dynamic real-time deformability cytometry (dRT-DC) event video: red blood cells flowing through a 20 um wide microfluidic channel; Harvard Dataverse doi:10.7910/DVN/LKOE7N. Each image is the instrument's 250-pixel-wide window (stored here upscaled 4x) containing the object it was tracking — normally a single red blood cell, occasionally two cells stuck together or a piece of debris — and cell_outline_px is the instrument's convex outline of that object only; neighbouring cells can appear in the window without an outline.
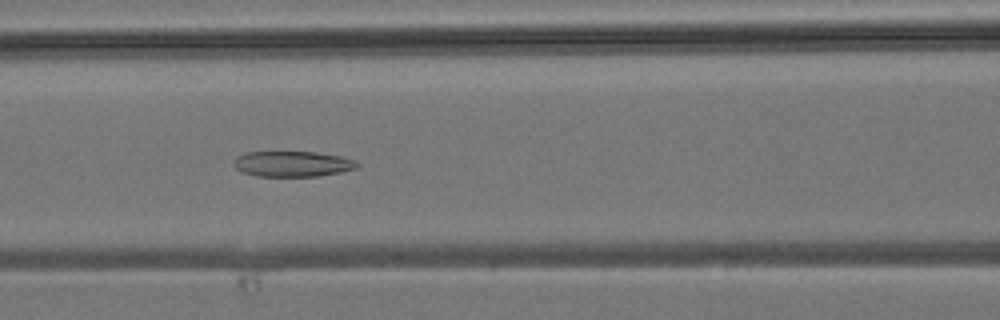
{"species": "common noctule bat (a hibernating species)", "species_latin": "Nyctalus noctula", "temperature_condition": "room temperature", "stored_images_in_passage": 43, "camera_frame_rate_fps": 3000, "um_per_image_px": 0.085, "animal": {"sex": "male", "body_mass_g": 19.2, "forearm_length_mm": 51.8}, "frame": {"image": 1, "passage_image": 18, "time_ms": 5.667, "image_size_px": [1000, 320], "cell_outline_px": [[360, 164], [356, 168], [340, 172], [320, 176], [256, 176], [244, 172], [236, 168], [232, 164], [232, 160], [236, 156], [244, 152], [316, 152], [340, 156], [356, 160]], "centroid_in_image_um": [24.84, 13.92], "position_along_channel_um": 141.8, "area_um2": 18.5}}
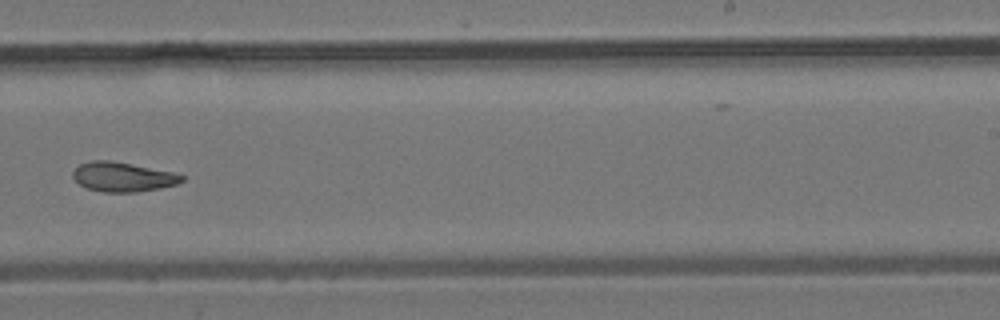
{"frame": {"image": 2, "passage_image": 27, "time_ms": 8.667, "image_size_px": [1000, 320], "cell_outline_px": [[184, 180], [176, 184], [160, 188], [136, 192], [104, 192], [88, 188], [80, 184], [72, 176], [72, 172], [80, 164], [92, 160], [108, 160], [172, 172], [184, 176]], "centroid_in_image_um": [10.42, 15.04], "position_along_channel_um": 278.6, "area_um2": 18.38}}
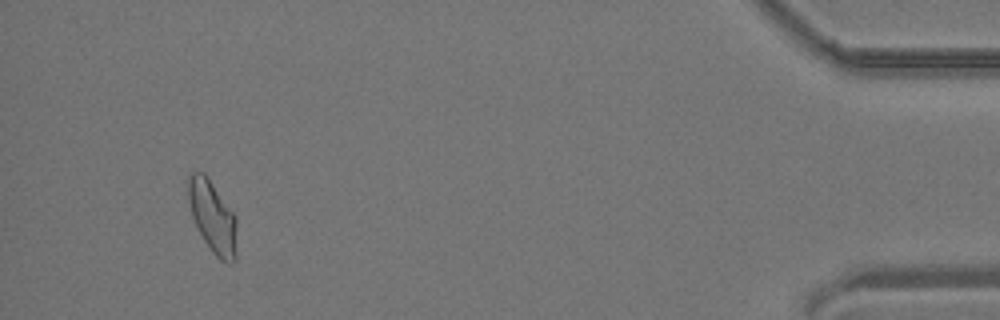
{"frame": {"image": 3, "passage_image": 41, "time_ms": 13.333, "image_size_px": [1000, 320], "cell_outline_px": [[236, 260], [232, 264], [228, 264], [220, 260], [212, 252], [204, 240], [192, 216], [188, 200], [188, 176], [192, 172], [204, 172], [208, 176], [236, 216]], "centroid_in_image_um": [18.09, 18.44], "position_along_channel_um": 417.1, "area_um2": 20.52}}